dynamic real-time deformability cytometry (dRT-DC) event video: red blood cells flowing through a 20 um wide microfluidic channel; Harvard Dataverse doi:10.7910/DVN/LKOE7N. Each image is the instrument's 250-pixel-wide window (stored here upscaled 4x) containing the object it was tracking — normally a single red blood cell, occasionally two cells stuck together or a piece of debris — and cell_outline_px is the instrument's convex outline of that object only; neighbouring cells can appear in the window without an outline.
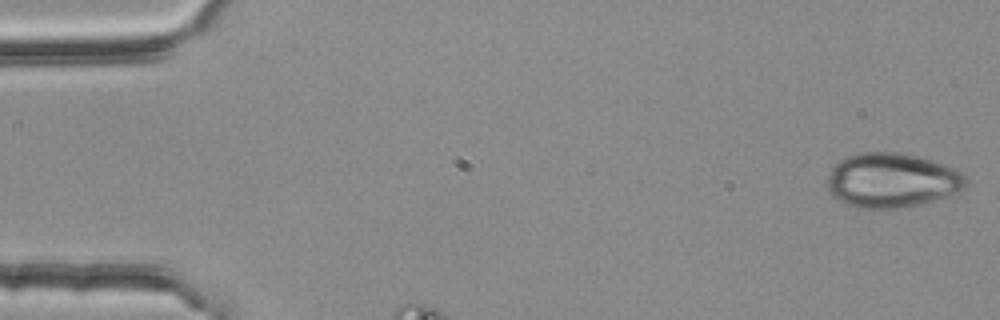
{"species": "common noctule bat (a hibernating species)", "species_latin": "Nyctalus noctula", "temperature_condition": "room temperature", "stored_images_in_passage": 4, "camera_frame_rate_fps": 3000, "um_per_image_px": 0.085, "animal": {"sex": "female", "body_mass_g": 25.1}, "frame": {"image": 1, "passage_image": 1, "time_ms": 0.0, "image_size_px": [1000, 320], "cell_outline_px": [[968, 184], [964, 188], [956, 192], [932, 200], [916, 204], [896, 208], [860, 208], [844, 204], [836, 200], [828, 192], [828, 176], [832, 168], [840, 160], [848, 156], [864, 152], [900, 152], [916, 156], [952, 168], [960, 172], [968, 180]], "centroid_in_image_um": [75.75, 15.33], "position_along_channel_um": 9.3, "area_um2": 43.52}}